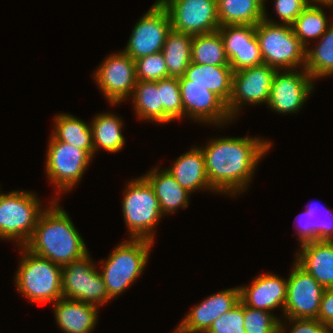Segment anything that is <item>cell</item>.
<instances>
[{
    "label": "cell",
    "instance_id": "6da1fadb",
    "mask_svg": "<svg viewBox=\"0 0 333 333\" xmlns=\"http://www.w3.org/2000/svg\"><path fill=\"white\" fill-rule=\"evenodd\" d=\"M271 146L270 140L246 135L214 137L206 146L200 147L205 158L206 174L215 194L235 197L248 190L257 165Z\"/></svg>",
    "mask_w": 333,
    "mask_h": 333
},
{
    "label": "cell",
    "instance_id": "7a4b0ae2",
    "mask_svg": "<svg viewBox=\"0 0 333 333\" xmlns=\"http://www.w3.org/2000/svg\"><path fill=\"white\" fill-rule=\"evenodd\" d=\"M58 202V199H52L48 203L50 206L41 213L24 247L35 255L64 266L89 252L71 218Z\"/></svg>",
    "mask_w": 333,
    "mask_h": 333
},
{
    "label": "cell",
    "instance_id": "3957f363",
    "mask_svg": "<svg viewBox=\"0 0 333 333\" xmlns=\"http://www.w3.org/2000/svg\"><path fill=\"white\" fill-rule=\"evenodd\" d=\"M122 241L112 250L107 260H101L102 277L111 299L124 293L135 283L147 265L153 241L132 239Z\"/></svg>",
    "mask_w": 333,
    "mask_h": 333
},
{
    "label": "cell",
    "instance_id": "277c9868",
    "mask_svg": "<svg viewBox=\"0 0 333 333\" xmlns=\"http://www.w3.org/2000/svg\"><path fill=\"white\" fill-rule=\"evenodd\" d=\"M21 258L14 276L16 290L34 303H55L63 297L62 266L19 246Z\"/></svg>",
    "mask_w": 333,
    "mask_h": 333
},
{
    "label": "cell",
    "instance_id": "5b68a950",
    "mask_svg": "<svg viewBox=\"0 0 333 333\" xmlns=\"http://www.w3.org/2000/svg\"><path fill=\"white\" fill-rule=\"evenodd\" d=\"M124 190L122 212L129 238L155 242V228L163 214L154 190L143 177L128 181Z\"/></svg>",
    "mask_w": 333,
    "mask_h": 333
},
{
    "label": "cell",
    "instance_id": "8992f818",
    "mask_svg": "<svg viewBox=\"0 0 333 333\" xmlns=\"http://www.w3.org/2000/svg\"><path fill=\"white\" fill-rule=\"evenodd\" d=\"M37 197L34 192L24 190L0 193V239L16 240L17 246H24L29 241L46 209Z\"/></svg>",
    "mask_w": 333,
    "mask_h": 333
},
{
    "label": "cell",
    "instance_id": "52a82bcc",
    "mask_svg": "<svg viewBox=\"0 0 333 333\" xmlns=\"http://www.w3.org/2000/svg\"><path fill=\"white\" fill-rule=\"evenodd\" d=\"M255 34L264 64L276 70L304 68L306 48L293 33L291 25L261 20Z\"/></svg>",
    "mask_w": 333,
    "mask_h": 333
},
{
    "label": "cell",
    "instance_id": "ba28073f",
    "mask_svg": "<svg viewBox=\"0 0 333 333\" xmlns=\"http://www.w3.org/2000/svg\"><path fill=\"white\" fill-rule=\"evenodd\" d=\"M49 140L45 172L58 193L53 199L59 200V193L70 192L78 185L93 157L83 149L58 141L52 134Z\"/></svg>",
    "mask_w": 333,
    "mask_h": 333
},
{
    "label": "cell",
    "instance_id": "9c48e42d",
    "mask_svg": "<svg viewBox=\"0 0 333 333\" xmlns=\"http://www.w3.org/2000/svg\"><path fill=\"white\" fill-rule=\"evenodd\" d=\"M89 253L62 266L63 297L94 306H103L112 299L106 290L102 274L96 269Z\"/></svg>",
    "mask_w": 333,
    "mask_h": 333
},
{
    "label": "cell",
    "instance_id": "30bf717a",
    "mask_svg": "<svg viewBox=\"0 0 333 333\" xmlns=\"http://www.w3.org/2000/svg\"><path fill=\"white\" fill-rule=\"evenodd\" d=\"M171 27L166 8L159 0L141 16L132 29L127 46L122 51L134 61L162 51Z\"/></svg>",
    "mask_w": 333,
    "mask_h": 333
},
{
    "label": "cell",
    "instance_id": "8fae6325",
    "mask_svg": "<svg viewBox=\"0 0 333 333\" xmlns=\"http://www.w3.org/2000/svg\"><path fill=\"white\" fill-rule=\"evenodd\" d=\"M95 83L110 105L131 98L136 85L135 61L123 51L112 53L93 73Z\"/></svg>",
    "mask_w": 333,
    "mask_h": 333
},
{
    "label": "cell",
    "instance_id": "7c38bea8",
    "mask_svg": "<svg viewBox=\"0 0 333 333\" xmlns=\"http://www.w3.org/2000/svg\"><path fill=\"white\" fill-rule=\"evenodd\" d=\"M276 71L275 68L263 63L233 72L232 94L229 103L226 105L232 120L236 119L245 104L258 105L265 103L267 105Z\"/></svg>",
    "mask_w": 333,
    "mask_h": 333
},
{
    "label": "cell",
    "instance_id": "4fadbf2b",
    "mask_svg": "<svg viewBox=\"0 0 333 333\" xmlns=\"http://www.w3.org/2000/svg\"><path fill=\"white\" fill-rule=\"evenodd\" d=\"M168 11L173 30L189 35L220 28L217 0H159Z\"/></svg>",
    "mask_w": 333,
    "mask_h": 333
},
{
    "label": "cell",
    "instance_id": "5bb4252c",
    "mask_svg": "<svg viewBox=\"0 0 333 333\" xmlns=\"http://www.w3.org/2000/svg\"><path fill=\"white\" fill-rule=\"evenodd\" d=\"M277 70L274 74L267 105L276 113H298L314 90L315 81L305 68Z\"/></svg>",
    "mask_w": 333,
    "mask_h": 333
},
{
    "label": "cell",
    "instance_id": "9a60e30c",
    "mask_svg": "<svg viewBox=\"0 0 333 333\" xmlns=\"http://www.w3.org/2000/svg\"><path fill=\"white\" fill-rule=\"evenodd\" d=\"M292 269L287 279L283 317L317 319L325 288L295 261Z\"/></svg>",
    "mask_w": 333,
    "mask_h": 333
},
{
    "label": "cell",
    "instance_id": "2e32d148",
    "mask_svg": "<svg viewBox=\"0 0 333 333\" xmlns=\"http://www.w3.org/2000/svg\"><path fill=\"white\" fill-rule=\"evenodd\" d=\"M178 82L185 118L222 128L232 123L226 104L216 94L200 85H188L184 76Z\"/></svg>",
    "mask_w": 333,
    "mask_h": 333
},
{
    "label": "cell",
    "instance_id": "e0dca14e",
    "mask_svg": "<svg viewBox=\"0 0 333 333\" xmlns=\"http://www.w3.org/2000/svg\"><path fill=\"white\" fill-rule=\"evenodd\" d=\"M239 301V286L214 293L194 305L173 333H206L216 319L234 308Z\"/></svg>",
    "mask_w": 333,
    "mask_h": 333
},
{
    "label": "cell",
    "instance_id": "ac0fdd59",
    "mask_svg": "<svg viewBox=\"0 0 333 333\" xmlns=\"http://www.w3.org/2000/svg\"><path fill=\"white\" fill-rule=\"evenodd\" d=\"M233 72L264 63L252 25H227L218 29Z\"/></svg>",
    "mask_w": 333,
    "mask_h": 333
},
{
    "label": "cell",
    "instance_id": "d6986e66",
    "mask_svg": "<svg viewBox=\"0 0 333 333\" xmlns=\"http://www.w3.org/2000/svg\"><path fill=\"white\" fill-rule=\"evenodd\" d=\"M287 278L276 274L266 273L255 277L250 285L239 286L240 301L252 308L268 312L279 309L284 310L287 298Z\"/></svg>",
    "mask_w": 333,
    "mask_h": 333
},
{
    "label": "cell",
    "instance_id": "ffe728a7",
    "mask_svg": "<svg viewBox=\"0 0 333 333\" xmlns=\"http://www.w3.org/2000/svg\"><path fill=\"white\" fill-rule=\"evenodd\" d=\"M294 260L323 288H333V241L303 243Z\"/></svg>",
    "mask_w": 333,
    "mask_h": 333
},
{
    "label": "cell",
    "instance_id": "44dd1931",
    "mask_svg": "<svg viewBox=\"0 0 333 333\" xmlns=\"http://www.w3.org/2000/svg\"><path fill=\"white\" fill-rule=\"evenodd\" d=\"M57 326L63 333H91L98 320V307L62 297L53 304Z\"/></svg>",
    "mask_w": 333,
    "mask_h": 333
},
{
    "label": "cell",
    "instance_id": "7402d4cb",
    "mask_svg": "<svg viewBox=\"0 0 333 333\" xmlns=\"http://www.w3.org/2000/svg\"><path fill=\"white\" fill-rule=\"evenodd\" d=\"M168 172L177 182L191 194L199 190L215 192L209 183L206 170L205 158L200 147H191L171 164L166 167Z\"/></svg>",
    "mask_w": 333,
    "mask_h": 333
},
{
    "label": "cell",
    "instance_id": "603a6c76",
    "mask_svg": "<svg viewBox=\"0 0 333 333\" xmlns=\"http://www.w3.org/2000/svg\"><path fill=\"white\" fill-rule=\"evenodd\" d=\"M143 177L152 186L163 216L188 207L191 193L184 189L167 169L160 170L159 166H156Z\"/></svg>",
    "mask_w": 333,
    "mask_h": 333
},
{
    "label": "cell",
    "instance_id": "cb8c5ba5",
    "mask_svg": "<svg viewBox=\"0 0 333 333\" xmlns=\"http://www.w3.org/2000/svg\"><path fill=\"white\" fill-rule=\"evenodd\" d=\"M233 70L230 65H202L191 62L184 77L188 85H200L216 94L226 105L232 94Z\"/></svg>",
    "mask_w": 333,
    "mask_h": 333
},
{
    "label": "cell",
    "instance_id": "d4e9b609",
    "mask_svg": "<svg viewBox=\"0 0 333 333\" xmlns=\"http://www.w3.org/2000/svg\"><path fill=\"white\" fill-rule=\"evenodd\" d=\"M123 123L122 119L114 113L103 112L95 115L90 123L94 156L99 149L110 153H117L123 149L125 145L122 134Z\"/></svg>",
    "mask_w": 333,
    "mask_h": 333
},
{
    "label": "cell",
    "instance_id": "484cf974",
    "mask_svg": "<svg viewBox=\"0 0 333 333\" xmlns=\"http://www.w3.org/2000/svg\"><path fill=\"white\" fill-rule=\"evenodd\" d=\"M264 0H217L220 26H256L264 19Z\"/></svg>",
    "mask_w": 333,
    "mask_h": 333
},
{
    "label": "cell",
    "instance_id": "4316f807",
    "mask_svg": "<svg viewBox=\"0 0 333 333\" xmlns=\"http://www.w3.org/2000/svg\"><path fill=\"white\" fill-rule=\"evenodd\" d=\"M54 121L55 128L51 134L58 141L83 149L94 158L92 131L89 123L69 113H58Z\"/></svg>",
    "mask_w": 333,
    "mask_h": 333
},
{
    "label": "cell",
    "instance_id": "83f0119b",
    "mask_svg": "<svg viewBox=\"0 0 333 333\" xmlns=\"http://www.w3.org/2000/svg\"><path fill=\"white\" fill-rule=\"evenodd\" d=\"M324 6L333 9L329 4H308L291 24L293 33L305 48L309 46V40L320 38L333 22V17L327 18Z\"/></svg>",
    "mask_w": 333,
    "mask_h": 333
},
{
    "label": "cell",
    "instance_id": "f1b7e54d",
    "mask_svg": "<svg viewBox=\"0 0 333 333\" xmlns=\"http://www.w3.org/2000/svg\"><path fill=\"white\" fill-rule=\"evenodd\" d=\"M136 116L140 120L163 124V105L160 97V80L136 81L131 96Z\"/></svg>",
    "mask_w": 333,
    "mask_h": 333
},
{
    "label": "cell",
    "instance_id": "f546056e",
    "mask_svg": "<svg viewBox=\"0 0 333 333\" xmlns=\"http://www.w3.org/2000/svg\"><path fill=\"white\" fill-rule=\"evenodd\" d=\"M319 209L318 204H312L310 207L307 206L304 212L298 214L300 221L298 219L297 224H302L296 226L300 245L315 240L333 241V209L325 207V211L327 210L328 213L325 215L326 218L318 219L320 214L317 216V213L321 211Z\"/></svg>",
    "mask_w": 333,
    "mask_h": 333
},
{
    "label": "cell",
    "instance_id": "4dcf8cb0",
    "mask_svg": "<svg viewBox=\"0 0 333 333\" xmlns=\"http://www.w3.org/2000/svg\"><path fill=\"white\" fill-rule=\"evenodd\" d=\"M193 35L173 29L168 33L162 54L170 77H181L191 63V45Z\"/></svg>",
    "mask_w": 333,
    "mask_h": 333
},
{
    "label": "cell",
    "instance_id": "1f68e13d",
    "mask_svg": "<svg viewBox=\"0 0 333 333\" xmlns=\"http://www.w3.org/2000/svg\"><path fill=\"white\" fill-rule=\"evenodd\" d=\"M314 48H306L304 68L316 82L333 75V22Z\"/></svg>",
    "mask_w": 333,
    "mask_h": 333
},
{
    "label": "cell",
    "instance_id": "d6a6232c",
    "mask_svg": "<svg viewBox=\"0 0 333 333\" xmlns=\"http://www.w3.org/2000/svg\"><path fill=\"white\" fill-rule=\"evenodd\" d=\"M191 62L202 65H229L219 30L193 35Z\"/></svg>",
    "mask_w": 333,
    "mask_h": 333
},
{
    "label": "cell",
    "instance_id": "836d02e7",
    "mask_svg": "<svg viewBox=\"0 0 333 333\" xmlns=\"http://www.w3.org/2000/svg\"><path fill=\"white\" fill-rule=\"evenodd\" d=\"M160 97L163 105V125L184 118L178 77L160 80Z\"/></svg>",
    "mask_w": 333,
    "mask_h": 333
},
{
    "label": "cell",
    "instance_id": "e575fe53",
    "mask_svg": "<svg viewBox=\"0 0 333 333\" xmlns=\"http://www.w3.org/2000/svg\"><path fill=\"white\" fill-rule=\"evenodd\" d=\"M244 328L246 333H279V317L265 310L243 304Z\"/></svg>",
    "mask_w": 333,
    "mask_h": 333
},
{
    "label": "cell",
    "instance_id": "d590c367",
    "mask_svg": "<svg viewBox=\"0 0 333 333\" xmlns=\"http://www.w3.org/2000/svg\"><path fill=\"white\" fill-rule=\"evenodd\" d=\"M135 70L137 81H158L170 77L162 52L136 59Z\"/></svg>",
    "mask_w": 333,
    "mask_h": 333
},
{
    "label": "cell",
    "instance_id": "8d00e7d4",
    "mask_svg": "<svg viewBox=\"0 0 333 333\" xmlns=\"http://www.w3.org/2000/svg\"><path fill=\"white\" fill-rule=\"evenodd\" d=\"M206 333H246L244 328L243 303H239L216 319Z\"/></svg>",
    "mask_w": 333,
    "mask_h": 333
},
{
    "label": "cell",
    "instance_id": "74e56055",
    "mask_svg": "<svg viewBox=\"0 0 333 333\" xmlns=\"http://www.w3.org/2000/svg\"><path fill=\"white\" fill-rule=\"evenodd\" d=\"M274 3L275 15L277 14L281 22L270 19L267 9H264V20L274 24L288 25H291L308 5L305 0H274Z\"/></svg>",
    "mask_w": 333,
    "mask_h": 333
},
{
    "label": "cell",
    "instance_id": "f35d334b",
    "mask_svg": "<svg viewBox=\"0 0 333 333\" xmlns=\"http://www.w3.org/2000/svg\"><path fill=\"white\" fill-rule=\"evenodd\" d=\"M284 322H288L290 333H332V331L322 324L318 319H300V318H284ZM288 320V321H286ZM279 321V333H285L287 331V323Z\"/></svg>",
    "mask_w": 333,
    "mask_h": 333
},
{
    "label": "cell",
    "instance_id": "ab89813d",
    "mask_svg": "<svg viewBox=\"0 0 333 333\" xmlns=\"http://www.w3.org/2000/svg\"><path fill=\"white\" fill-rule=\"evenodd\" d=\"M317 319L333 332V288H326Z\"/></svg>",
    "mask_w": 333,
    "mask_h": 333
},
{
    "label": "cell",
    "instance_id": "60d3db41",
    "mask_svg": "<svg viewBox=\"0 0 333 333\" xmlns=\"http://www.w3.org/2000/svg\"><path fill=\"white\" fill-rule=\"evenodd\" d=\"M308 4H329V0H305Z\"/></svg>",
    "mask_w": 333,
    "mask_h": 333
},
{
    "label": "cell",
    "instance_id": "b9f144b4",
    "mask_svg": "<svg viewBox=\"0 0 333 333\" xmlns=\"http://www.w3.org/2000/svg\"><path fill=\"white\" fill-rule=\"evenodd\" d=\"M329 5L333 8V0H329Z\"/></svg>",
    "mask_w": 333,
    "mask_h": 333
}]
</instances>
